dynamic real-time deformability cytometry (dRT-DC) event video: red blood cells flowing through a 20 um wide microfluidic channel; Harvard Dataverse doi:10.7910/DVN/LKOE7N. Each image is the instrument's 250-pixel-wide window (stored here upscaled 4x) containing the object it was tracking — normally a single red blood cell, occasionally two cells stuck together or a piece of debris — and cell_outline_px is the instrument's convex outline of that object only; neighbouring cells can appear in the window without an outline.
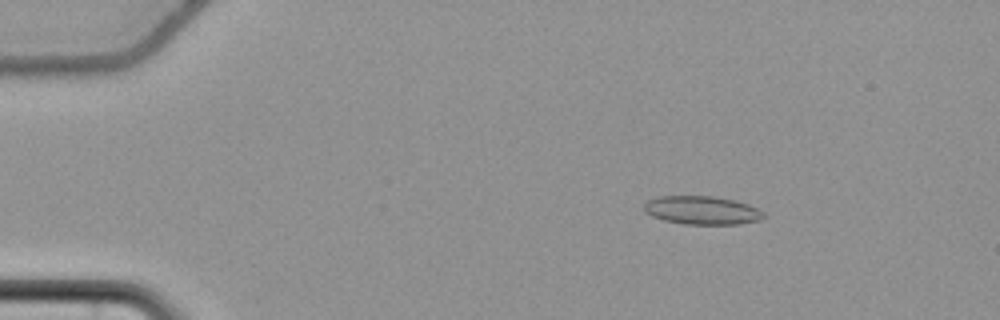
{"species": "common noctule bat (a hibernating species)", "species_latin": "Nyctalus noctula", "temperature_condition": "cold", "stored_images_in_passage": 58, "camera_frame_rate_fps": 3000, "um_per_image_px": 0.085, "animal": {"sex": "female", "body_mass_g": 22.7, "forearm_length_mm": 54.2}, "frame": {"image": 1, "passage_image": 10, "time_ms": 3.0, "image_size_px": [1000, 320], "cell_outline_px": [[764, 216], [760, 220], [740, 224], [684, 224], [664, 220], [652, 216], [644, 212], [644, 204], [648, 200], [660, 196], [712, 196], [736, 200], [748, 204], [764, 212]], "centroid_in_image_um": [59.67, 17.87], "position_along_channel_um": 25.3, "area_um2": 19.83}}
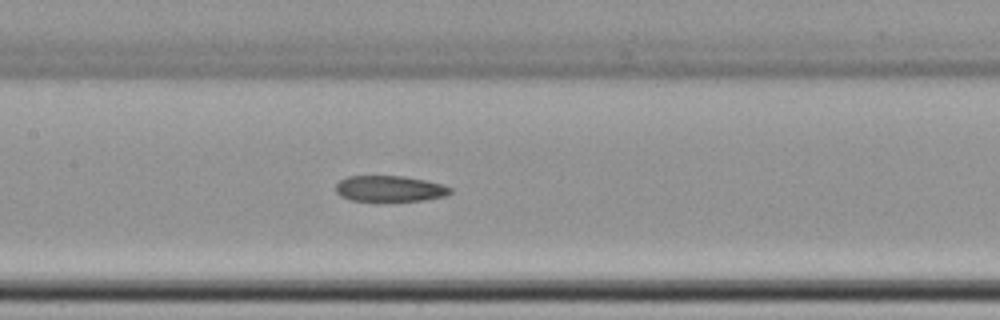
{"frame": {"image": 2, "passage_image": 29, "time_ms": 9.333, "image_size_px": [1000, 320], "cell_outline_px": [[452, 192], [444, 196], [424, 200], [352, 200], [340, 196], [336, 192], [336, 184], [340, 180], [348, 176], [404, 176], [424, 180], [440, 184], [452, 188]], "centroid_in_image_um": [33.11, 16.02], "position_along_channel_um": 174.3, "area_um2": 16.99}}
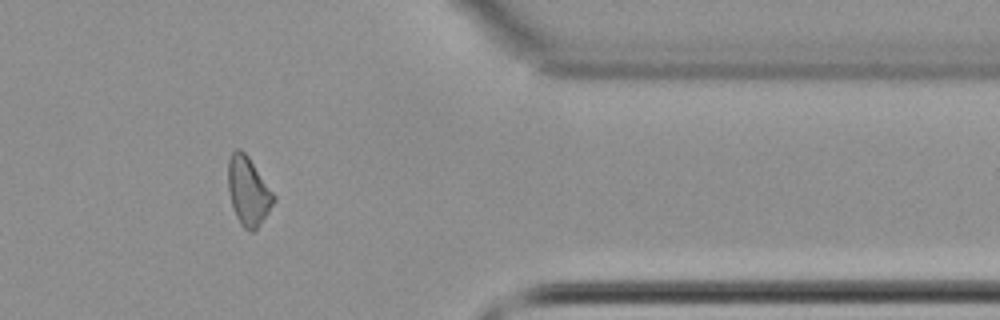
{"frame": {"image": 3, "passage_image": 48, "time_ms": 15.667, "image_size_px": [1000, 320], "cell_outline_px": [[276, 200], [260, 224], [252, 232], [248, 232], [240, 224], [236, 216], [232, 204], [228, 188], [228, 160], [232, 152], [236, 148], [240, 148], [248, 156], [276, 196]], "centroid_in_image_um": [21.1, 16.24], "position_along_channel_um": 390.3, "area_um2": 18.15}}